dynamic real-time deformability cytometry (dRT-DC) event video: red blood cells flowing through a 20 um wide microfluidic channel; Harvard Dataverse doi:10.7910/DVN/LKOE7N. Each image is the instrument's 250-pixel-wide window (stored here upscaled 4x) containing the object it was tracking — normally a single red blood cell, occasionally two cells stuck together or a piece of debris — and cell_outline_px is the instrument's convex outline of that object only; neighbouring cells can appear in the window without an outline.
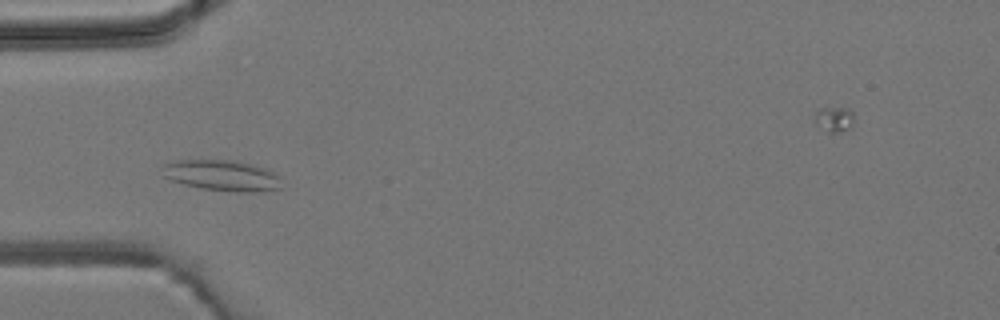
{"species": "common noctule bat (a hibernating species)", "species_latin": "Nyctalus noctula", "temperature_condition": "room temperature", "stored_images_in_passage": 6, "camera_frame_rate_fps": 3000, "um_per_image_px": 0.085, "animal": {"sex": "male", "body_mass_g": 19.2, "forearm_length_mm": 51.8}, "frame": {"image": 1, "passage_image": 5, "time_ms": 4.667, "image_size_px": [1000, 320], "cell_outline_px": [[280, 188], [264, 192], [236, 192], [200, 188], [184, 184], [172, 180], [164, 176], [164, 164], [172, 160], [236, 160], [268, 168], [280, 176]], "centroid_in_image_um": [18.93, 14.91], "position_along_channel_um": 66.1, "area_um2": 21.62}}